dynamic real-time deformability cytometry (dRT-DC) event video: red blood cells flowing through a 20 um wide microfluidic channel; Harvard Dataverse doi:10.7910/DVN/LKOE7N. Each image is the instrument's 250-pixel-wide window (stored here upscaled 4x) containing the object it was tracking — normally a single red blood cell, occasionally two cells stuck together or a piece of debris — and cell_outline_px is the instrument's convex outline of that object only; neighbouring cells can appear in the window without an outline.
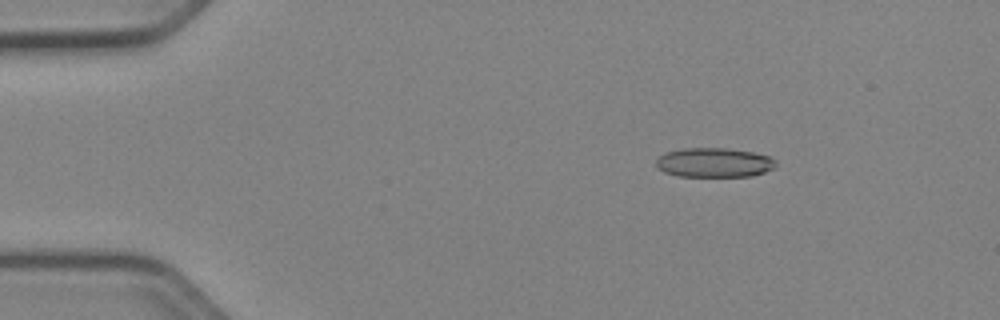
{"species": "Egyptian fruit bat (a non-hibernating species)", "species_latin": "Rousettus aegyptiacus", "temperature_condition": "cold", "stored_images_in_passage": 52, "camera_frame_rate_fps": 3000, "um_per_image_px": 0.085, "animal": {"sex": "female"}, "frame": {"image": 1, "passage_image": 8, "time_ms": 2.333, "image_size_px": [1000, 320], "cell_outline_px": [[776, 168], [752, 176], [680, 176], [664, 172], [656, 168], [656, 160], [664, 152], [684, 148], [724, 148], [752, 152], [768, 156], [776, 160]], "centroid_in_image_um": [60.69, 13.82], "position_along_channel_um": 24.3, "area_um2": 20.58}}
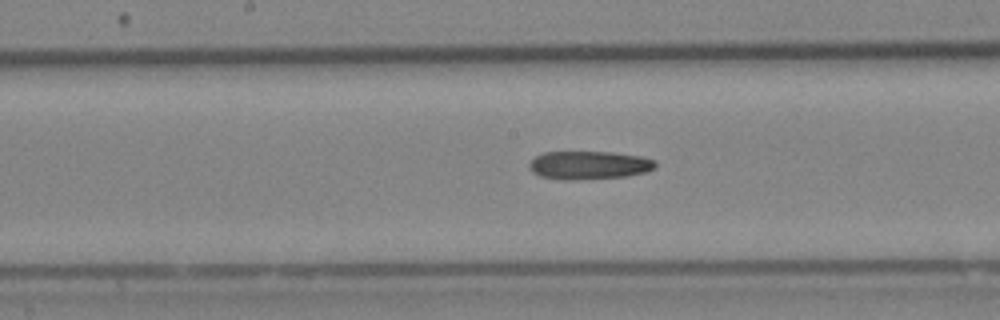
{"frame": {"image": 2, "passage_image": 27, "time_ms": 8.667, "image_size_px": [1000, 320], "cell_outline_px": [[656, 168], [648, 172], [628, 176], [572, 180], [564, 180], [540, 176], [532, 172], [528, 164], [536, 156], [544, 152], [612, 152], [640, 156], [656, 160]], "centroid_in_image_um": [50.1, 14.04], "position_along_channel_um": 198.1, "area_um2": 20.92}}
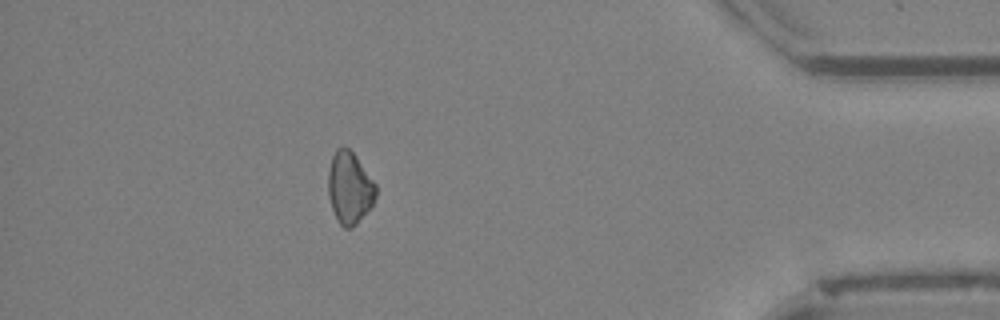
{"frame": {"image": 3, "passage_image": 46, "time_ms": 15.0, "image_size_px": [1000, 320], "cell_outline_px": [[376, 196], [372, 204], [356, 224], [352, 228], [344, 228], [336, 220], [328, 196], [328, 172], [332, 156], [336, 148], [348, 148], [356, 156], [376, 184]], "centroid_in_image_um": [29.7, 15.97], "position_along_channel_um": 405.5, "area_um2": 19.88}}